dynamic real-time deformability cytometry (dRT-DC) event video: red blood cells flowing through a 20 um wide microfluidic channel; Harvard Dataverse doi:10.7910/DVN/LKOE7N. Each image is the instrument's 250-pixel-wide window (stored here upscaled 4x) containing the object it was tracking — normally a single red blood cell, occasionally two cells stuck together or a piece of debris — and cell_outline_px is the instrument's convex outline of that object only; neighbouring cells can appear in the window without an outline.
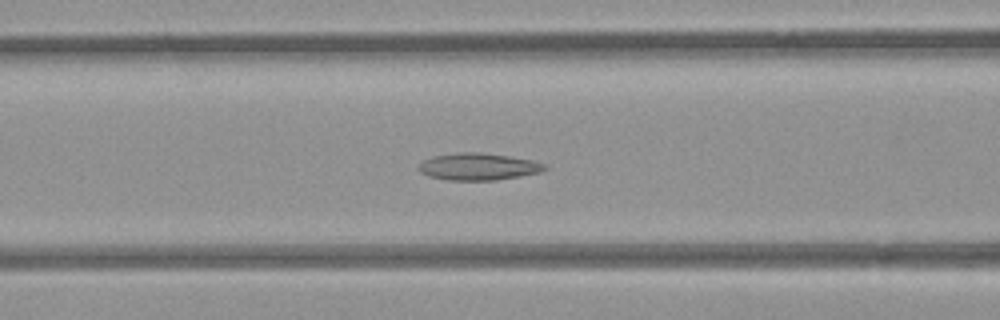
{"species": "common noctule bat (a hibernating species)", "species_latin": "Nyctalus noctula", "temperature_condition": "room temperature", "stored_images_in_passage": 54, "segment_of_instrument_passage": [1, 2], "camera_frame_rate_fps": 3000, "um_per_image_px": 0.085, "animal": {"sex": "female", "body_mass_g": 21.9}, "frame": {"image": 1, "passage_image": 21, "time_ms": 6.667, "image_size_px": [1000, 320], "cell_outline_px": [[548, 168], [540, 172], [520, 176], [496, 180], [448, 180], [428, 176], [420, 172], [416, 168], [424, 160], [432, 156], [456, 152], [480, 152], [508, 156], [532, 160], [548, 164]], "centroid_in_image_um": [40.65, 14.16], "position_along_channel_um": 125.9, "area_um2": 20.0}}
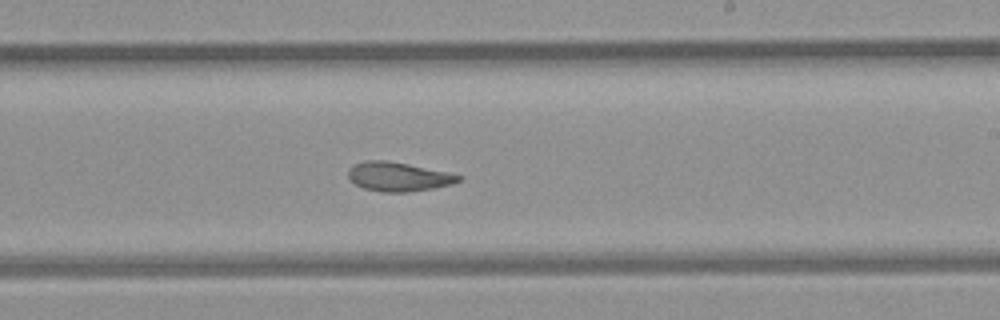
{"frame": {"image": 2, "passage_image": 31, "time_ms": 10.0, "image_size_px": [1000, 320], "cell_outline_px": [[464, 176], [460, 180], [452, 184], [432, 188], [408, 192], [380, 192], [364, 188], [356, 184], [348, 176], [348, 168], [352, 164], [364, 160], [388, 160], [448, 172]], "centroid_in_image_um": [33.84, 15.0], "position_along_channel_um": 255.2, "area_um2": 18.79}}
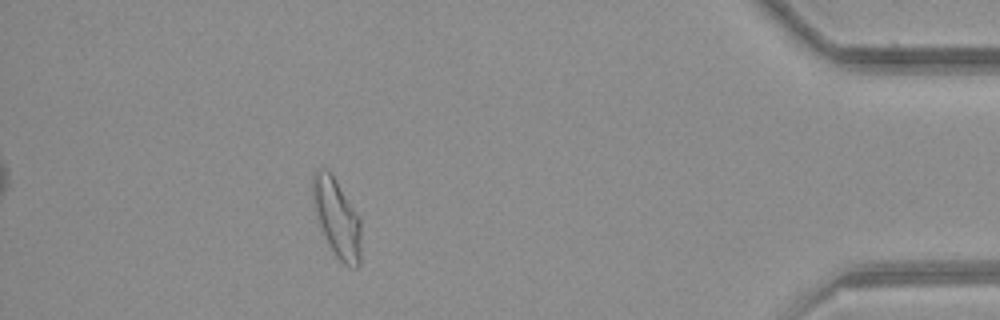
{"frame": {"image": 3, "passage_image": 47, "time_ms": 15.333, "image_size_px": [1000, 320], "cell_outline_px": [[360, 264], [356, 268], [352, 268], [344, 264], [336, 256], [316, 220], [312, 204], [312, 176], [316, 168], [324, 168], [336, 180], [360, 220]], "centroid_in_image_um": [28.59, 18.52], "position_along_channel_um": 406.6, "area_um2": 21.91}}